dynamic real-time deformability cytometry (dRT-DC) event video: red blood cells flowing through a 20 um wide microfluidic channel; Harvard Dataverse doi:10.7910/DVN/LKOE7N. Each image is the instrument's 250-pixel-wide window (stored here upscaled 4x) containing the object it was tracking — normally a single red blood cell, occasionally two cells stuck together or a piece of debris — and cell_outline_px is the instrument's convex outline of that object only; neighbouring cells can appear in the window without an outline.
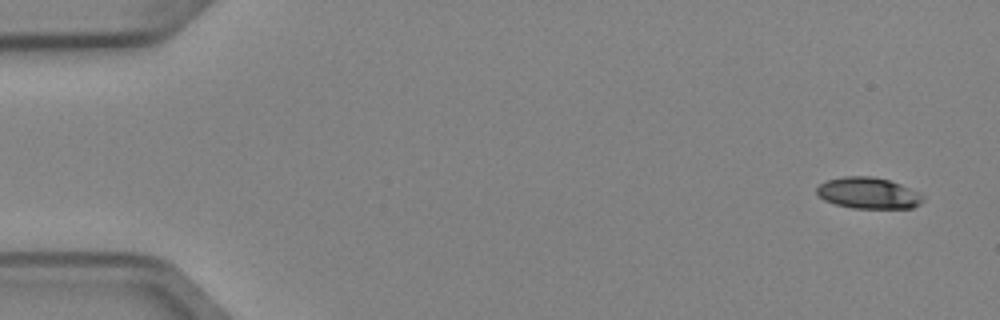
{"species": "Egyptian fruit bat (a non-hibernating species)", "species_latin": "Rousettus aegyptiacus", "temperature_condition": "cold", "stored_images_in_passage": 6, "camera_frame_rate_fps": 3000, "um_per_image_px": 0.085, "animal": {"sex": "female"}, "frame": {"image": 1, "passage_image": 1, "time_ms": 0.0, "image_size_px": [1000, 320], "cell_outline_px": [[924, 200], [920, 204], [912, 208], [852, 208], [836, 204], [824, 200], [816, 192], [816, 188], [820, 184], [828, 180], [844, 176], [872, 176], [888, 180], [900, 184], [920, 192], [924, 196]], "centroid_in_image_um": [73.83, 16.41], "position_along_channel_um": 11.2, "area_um2": 19.36}}
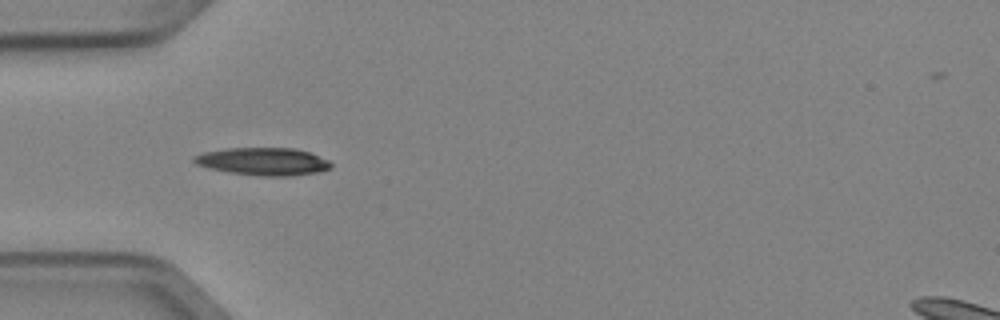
{"frame": {"image": 2, "passage_image": 5, "time_ms": 1.333, "image_size_px": [1000, 320], "cell_outline_px": [[332, 168], [320, 172], [288, 176], [264, 176], [228, 172], [208, 168], [196, 164], [192, 160], [192, 156], [204, 152], [228, 148], [296, 148], [308, 152], [328, 160], [332, 164]], "centroid_in_image_um": [22.36, 13.72], "position_along_channel_um": 62.6, "area_um2": 22.08}}
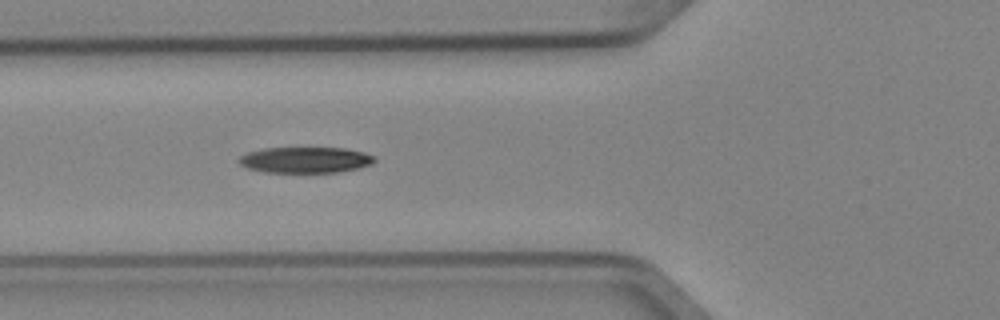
{"frame": {"image": 3, "passage_image": 6, "time_ms": 1.667, "image_size_px": [1000, 320], "cell_outline_px": [[376, 160], [372, 164], [356, 168], [336, 172], [264, 172], [248, 168], [240, 164], [236, 160], [240, 156], [248, 152], [264, 148], [344, 148], [364, 152], [376, 156]], "centroid_in_image_um": [25.95, 13.59], "position_along_channel_um": 99.9, "area_um2": 20.46}}